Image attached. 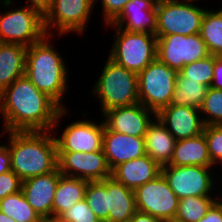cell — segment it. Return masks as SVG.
<instances>
[{
	"instance_id": "1",
	"label": "cell",
	"mask_w": 222,
	"mask_h": 222,
	"mask_svg": "<svg viewBox=\"0 0 222 222\" xmlns=\"http://www.w3.org/2000/svg\"><path fill=\"white\" fill-rule=\"evenodd\" d=\"M67 109H62L47 94L38 90L25 74L0 92L4 132H57L60 118L69 114Z\"/></svg>"
},
{
	"instance_id": "2",
	"label": "cell",
	"mask_w": 222,
	"mask_h": 222,
	"mask_svg": "<svg viewBox=\"0 0 222 222\" xmlns=\"http://www.w3.org/2000/svg\"><path fill=\"white\" fill-rule=\"evenodd\" d=\"M2 133H7L6 138H9L6 145L11 156V170L22 181L51 173L58 168L57 144L52 130Z\"/></svg>"
},
{
	"instance_id": "3",
	"label": "cell",
	"mask_w": 222,
	"mask_h": 222,
	"mask_svg": "<svg viewBox=\"0 0 222 222\" xmlns=\"http://www.w3.org/2000/svg\"><path fill=\"white\" fill-rule=\"evenodd\" d=\"M56 36L46 34L40 41L27 47L25 75L38 90L47 94L63 109L66 108L63 105L64 95L69 88V68L50 42Z\"/></svg>"
},
{
	"instance_id": "4",
	"label": "cell",
	"mask_w": 222,
	"mask_h": 222,
	"mask_svg": "<svg viewBox=\"0 0 222 222\" xmlns=\"http://www.w3.org/2000/svg\"><path fill=\"white\" fill-rule=\"evenodd\" d=\"M101 75L94 82L92 93L97 98L102 115L115 107L139 103L138 74L116 64L107 57Z\"/></svg>"
},
{
	"instance_id": "5",
	"label": "cell",
	"mask_w": 222,
	"mask_h": 222,
	"mask_svg": "<svg viewBox=\"0 0 222 222\" xmlns=\"http://www.w3.org/2000/svg\"><path fill=\"white\" fill-rule=\"evenodd\" d=\"M13 2L0 0V6L6 9L3 14L0 13V42L29 47L46 35L44 15L27 5L13 9Z\"/></svg>"
},
{
	"instance_id": "6",
	"label": "cell",
	"mask_w": 222,
	"mask_h": 222,
	"mask_svg": "<svg viewBox=\"0 0 222 222\" xmlns=\"http://www.w3.org/2000/svg\"><path fill=\"white\" fill-rule=\"evenodd\" d=\"M114 41L108 57L116 64L139 74L157 58V36L151 33L130 32L115 26Z\"/></svg>"
},
{
	"instance_id": "7",
	"label": "cell",
	"mask_w": 222,
	"mask_h": 222,
	"mask_svg": "<svg viewBox=\"0 0 222 222\" xmlns=\"http://www.w3.org/2000/svg\"><path fill=\"white\" fill-rule=\"evenodd\" d=\"M178 71L168 67L158 58L138 74L139 103L157 113L170 105Z\"/></svg>"
},
{
	"instance_id": "8",
	"label": "cell",
	"mask_w": 222,
	"mask_h": 222,
	"mask_svg": "<svg viewBox=\"0 0 222 222\" xmlns=\"http://www.w3.org/2000/svg\"><path fill=\"white\" fill-rule=\"evenodd\" d=\"M207 7L193 2L158 0L156 4L155 35H192L200 33Z\"/></svg>"
},
{
	"instance_id": "9",
	"label": "cell",
	"mask_w": 222,
	"mask_h": 222,
	"mask_svg": "<svg viewBox=\"0 0 222 222\" xmlns=\"http://www.w3.org/2000/svg\"><path fill=\"white\" fill-rule=\"evenodd\" d=\"M94 9L93 0H53L44 14L47 35L59 36L69 33L83 35Z\"/></svg>"
},
{
	"instance_id": "10",
	"label": "cell",
	"mask_w": 222,
	"mask_h": 222,
	"mask_svg": "<svg viewBox=\"0 0 222 222\" xmlns=\"http://www.w3.org/2000/svg\"><path fill=\"white\" fill-rule=\"evenodd\" d=\"M213 169L215 170V167L164 165L161 166V173L181 200L189 196H212L215 193L212 191L219 187L215 183L216 177H213L216 176L215 172H211Z\"/></svg>"
},
{
	"instance_id": "11",
	"label": "cell",
	"mask_w": 222,
	"mask_h": 222,
	"mask_svg": "<svg viewBox=\"0 0 222 222\" xmlns=\"http://www.w3.org/2000/svg\"><path fill=\"white\" fill-rule=\"evenodd\" d=\"M157 58L178 72L187 64L209 56L200 33L192 35H156Z\"/></svg>"
},
{
	"instance_id": "12",
	"label": "cell",
	"mask_w": 222,
	"mask_h": 222,
	"mask_svg": "<svg viewBox=\"0 0 222 222\" xmlns=\"http://www.w3.org/2000/svg\"><path fill=\"white\" fill-rule=\"evenodd\" d=\"M134 194L137 211L150 214L158 220L176 216L179 198L162 173L137 187Z\"/></svg>"
},
{
	"instance_id": "13",
	"label": "cell",
	"mask_w": 222,
	"mask_h": 222,
	"mask_svg": "<svg viewBox=\"0 0 222 222\" xmlns=\"http://www.w3.org/2000/svg\"><path fill=\"white\" fill-rule=\"evenodd\" d=\"M81 115L83 119L67 124L59 136L54 133L57 152L89 153L103 150V133L105 130L103 119L100 122H92L86 120V112Z\"/></svg>"
},
{
	"instance_id": "14",
	"label": "cell",
	"mask_w": 222,
	"mask_h": 222,
	"mask_svg": "<svg viewBox=\"0 0 222 222\" xmlns=\"http://www.w3.org/2000/svg\"><path fill=\"white\" fill-rule=\"evenodd\" d=\"M58 168L63 175L87 181H102L111 177L103 150L89 153L58 152Z\"/></svg>"
},
{
	"instance_id": "15",
	"label": "cell",
	"mask_w": 222,
	"mask_h": 222,
	"mask_svg": "<svg viewBox=\"0 0 222 222\" xmlns=\"http://www.w3.org/2000/svg\"><path fill=\"white\" fill-rule=\"evenodd\" d=\"M155 117L156 113L141 103L111 108L102 114L104 124L110 131L141 138H144L147 127Z\"/></svg>"
},
{
	"instance_id": "16",
	"label": "cell",
	"mask_w": 222,
	"mask_h": 222,
	"mask_svg": "<svg viewBox=\"0 0 222 222\" xmlns=\"http://www.w3.org/2000/svg\"><path fill=\"white\" fill-rule=\"evenodd\" d=\"M156 118L176 141L200 135L205 126L200 109L189 106H165L156 113Z\"/></svg>"
},
{
	"instance_id": "17",
	"label": "cell",
	"mask_w": 222,
	"mask_h": 222,
	"mask_svg": "<svg viewBox=\"0 0 222 222\" xmlns=\"http://www.w3.org/2000/svg\"><path fill=\"white\" fill-rule=\"evenodd\" d=\"M158 0H130L122 12L106 27L115 26L130 32L155 34Z\"/></svg>"
},
{
	"instance_id": "18",
	"label": "cell",
	"mask_w": 222,
	"mask_h": 222,
	"mask_svg": "<svg viewBox=\"0 0 222 222\" xmlns=\"http://www.w3.org/2000/svg\"><path fill=\"white\" fill-rule=\"evenodd\" d=\"M102 149L111 170L123 162L146 155L144 138L110 131L106 126Z\"/></svg>"
},
{
	"instance_id": "19",
	"label": "cell",
	"mask_w": 222,
	"mask_h": 222,
	"mask_svg": "<svg viewBox=\"0 0 222 222\" xmlns=\"http://www.w3.org/2000/svg\"><path fill=\"white\" fill-rule=\"evenodd\" d=\"M61 174L57 168L51 173L22 181L21 190L27 202L40 216L52 215L55 191Z\"/></svg>"
},
{
	"instance_id": "20",
	"label": "cell",
	"mask_w": 222,
	"mask_h": 222,
	"mask_svg": "<svg viewBox=\"0 0 222 222\" xmlns=\"http://www.w3.org/2000/svg\"><path fill=\"white\" fill-rule=\"evenodd\" d=\"M160 173L161 166L146 154L117 165L111 170V177L125 187L135 190L154 180Z\"/></svg>"
},
{
	"instance_id": "21",
	"label": "cell",
	"mask_w": 222,
	"mask_h": 222,
	"mask_svg": "<svg viewBox=\"0 0 222 222\" xmlns=\"http://www.w3.org/2000/svg\"><path fill=\"white\" fill-rule=\"evenodd\" d=\"M167 165L215 167L209 156L204 133L192 138L176 141L172 158Z\"/></svg>"
},
{
	"instance_id": "22",
	"label": "cell",
	"mask_w": 222,
	"mask_h": 222,
	"mask_svg": "<svg viewBox=\"0 0 222 222\" xmlns=\"http://www.w3.org/2000/svg\"><path fill=\"white\" fill-rule=\"evenodd\" d=\"M175 142L173 135L155 117L144 136L146 154L160 166L167 165L172 158Z\"/></svg>"
},
{
	"instance_id": "23",
	"label": "cell",
	"mask_w": 222,
	"mask_h": 222,
	"mask_svg": "<svg viewBox=\"0 0 222 222\" xmlns=\"http://www.w3.org/2000/svg\"><path fill=\"white\" fill-rule=\"evenodd\" d=\"M108 222H128L137 211L134 190L107 178Z\"/></svg>"
},
{
	"instance_id": "24",
	"label": "cell",
	"mask_w": 222,
	"mask_h": 222,
	"mask_svg": "<svg viewBox=\"0 0 222 222\" xmlns=\"http://www.w3.org/2000/svg\"><path fill=\"white\" fill-rule=\"evenodd\" d=\"M27 47L0 42V92L25 74Z\"/></svg>"
},
{
	"instance_id": "25",
	"label": "cell",
	"mask_w": 222,
	"mask_h": 222,
	"mask_svg": "<svg viewBox=\"0 0 222 222\" xmlns=\"http://www.w3.org/2000/svg\"><path fill=\"white\" fill-rule=\"evenodd\" d=\"M87 184V180L61 174L55 191L52 215L60 216L84 199Z\"/></svg>"
},
{
	"instance_id": "26",
	"label": "cell",
	"mask_w": 222,
	"mask_h": 222,
	"mask_svg": "<svg viewBox=\"0 0 222 222\" xmlns=\"http://www.w3.org/2000/svg\"><path fill=\"white\" fill-rule=\"evenodd\" d=\"M208 86L194 80H188L178 72L174 94L170 105L189 106L200 109L206 96Z\"/></svg>"
},
{
	"instance_id": "27",
	"label": "cell",
	"mask_w": 222,
	"mask_h": 222,
	"mask_svg": "<svg viewBox=\"0 0 222 222\" xmlns=\"http://www.w3.org/2000/svg\"><path fill=\"white\" fill-rule=\"evenodd\" d=\"M200 35L209 54L222 56V8H218V10L206 9L201 23Z\"/></svg>"
},
{
	"instance_id": "28",
	"label": "cell",
	"mask_w": 222,
	"mask_h": 222,
	"mask_svg": "<svg viewBox=\"0 0 222 222\" xmlns=\"http://www.w3.org/2000/svg\"><path fill=\"white\" fill-rule=\"evenodd\" d=\"M222 194L219 192L213 196H189L179 200L176 217L184 222H197L203 218L211 205Z\"/></svg>"
},
{
	"instance_id": "29",
	"label": "cell",
	"mask_w": 222,
	"mask_h": 222,
	"mask_svg": "<svg viewBox=\"0 0 222 222\" xmlns=\"http://www.w3.org/2000/svg\"><path fill=\"white\" fill-rule=\"evenodd\" d=\"M0 211L16 222H36L40 216L27 202L22 190L0 200Z\"/></svg>"
},
{
	"instance_id": "30",
	"label": "cell",
	"mask_w": 222,
	"mask_h": 222,
	"mask_svg": "<svg viewBox=\"0 0 222 222\" xmlns=\"http://www.w3.org/2000/svg\"><path fill=\"white\" fill-rule=\"evenodd\" d=\"M84 199L102 222H108L107 178L102 181H88Z\"/></svg>"
},
{
	"instance_id": "31",
	"label": "cell",
	"mask_w": 222,
	"mask_h": 222,
	"mask_svg": "<svg viewBox=\"0 0 222 222\" xmlns=\"http://www.w3.org/2000/svg\"><path fill=\"white\" fill-rule=\"evenodd\" d=\"M215 56L209 55L203 59L185 65L179 72L188 80L211 87L214 75Z\"/></svg>"
},
{
	"instance_id": "32",
	"label": "cell",
	"mask_w": 222,
	"mask_h": 222,
	"mask_svg": "<svg viewBox=\"0 0 222 222\" xmlns=\"http://www.w3.org/2000/svg\"><path fill=\"white\" fill-rule=\"evenodd\" d=\"M200 113L204 125H222V90L209 87Z\"/></svg>"
},
{
	"instance_id": "33",
	"label": "cell",
	"mask_w": 222,
	"mask_h": 222,
	"mask_svg": "<svg viewBox=\"0 0 222 222\" xmlns=\"http://www.w3.org/2000/svg\"><path fill=\"white\" fill-rule=\"evenodd\" d=\"M203 133L212 164L217 169L216 165H222V125H205Z\"/></svg>"
},
{
	"instance_id": "34",
	"label": "cell",
	"mask_w": 222,
	"mask_h": 222,
	"mask_svg": "<svg viewBox=\"0 0 222 222\" xmlns=\"http://www.w3.org/2000/svg\"><path fill=\"white\" fill-rule=\"evenodd\" d=\"M60 217L67 222H102L88 206L85 199L75 203L64 211Z\"/></svg>"
},
{
	"instance_id": "35",
	"label": "cell",
	"mask_w": 222,
	"mask_h": 222,
	"mask_svg": "<svg viewBox=\"0 0 222 222\" xmlns=\"http://www.w3.org/2000/svg\"><path fill=\"white\" fill-rule=\"evenodd\" d=\"M98 0H93V5H95ZM101 1L103 12V24L108 25L110 24L123 10L124 6L130 0H99Z\"/></svg>"
},
{
	"instance_id": "36",
	"label": "cell",
	"mask_w": 222,
	"mask_h": 222,
	"mask_svg": "<svg viewBox=\"0 0 222 222\" xmlns=\"http://www.w3.org/2000/svg\"><path fill=\"white\" fill-rule=\"evenodd\" d=\"M22 189V180L11 170L0 174V200Z\"/></svg>"
},
{
	"instance_id": "37",
	"label": "cell",
	"mask_w": 222,
	"mask_h": 222,
	"mask_svg": "<svg viewBox=\"0 0 222 222\" xmlns=\"http://www.w3.org/2000/svg\"><path fill=\"white\" fill-rule=\"evenodd\" d=\"M197 222H222V197L220 196L208 209L206 215Z\"/></svg>"
},
{
	"instance_id": "38",
	"label": "cell",
	"mask_w": 222,
	"mask_h": 222,
	"mask_svg": "<svg viewBox=\"0 0 222 222\" xmlns=\"http://www.w3.org/2000/svg\"><path fill=\"white\" fill-rule=\"evenodd\" d=\"M3 144L0 145V174L11 171V156L9 148L6 143L3 142Z\"/></svg>"
},
{
	"instance_id": "39",
	"label": "cell",
	"mask_w": 222,
	"mask_h": 222,
	"mask_svg": "<svg viewBox=\"0 0 222 222\" xmlns=\"http://www.w3.org/2000/svg\"><path fill=\"white\" fill-rule=\"evenodd\" d=\"M211 87L222 90V56H215L214 75Z\"/></svg>"
},
{
	"instance_id": "40",
	"label": "cell",
	"mask_w": 222,
	"mask_h": 222,
	"mask_svg": "<svg viewBox=\"0 0 222 222\" xmlns=\"http://www.w3.org/2000/svg\"><path fill=\"white\" fill-rule=\"evenodd\" d=\"M27 1V2H26ZM25 5L38 9L43 15L50 8L53 0H26Z\"/></svg>"
},
{
	"instance_id": "41",
	"label": "cell",
	"mask_w": 222,
	"mask_h": 222,
	"mask_svg": "<svg viewBox=\"0 0 222 222\" xmlns=\"http://www.w3.org/2000/svg\"><path fill=\"white\" fill-rule=\"evenodd\" d=\"M128 222H159V220L150 214L136 211Z\"/></svg>"
},
{
	"instance_id": "42",
	"label": "cell",
	"mask_w": 222,
	"mask_h": 222,
	"mask_svg": "<svg viewBox=\"0 0 222 222\" xmlns=\"http://www.w3.org/2000/svg\"><path fill=\"white\" fill-rule=\"evenodd\" d=\"M36 222H67V221L62 219L60 216L44 215V216H39Z\"/></svg>"
},
{
	"instance_id": "43",
	"label": "cell",
	"mask_w": 222,
	"mask_h": 222,
	"mask_svg": "<svg viewBox=\"0 0 222 222\" xmlns=\"http://www.w3.org/2000/svg\"><path fill=\"white\" fill-rule=\"evenodd\" d=\"M0 222H16V221L0 211Z\"/></svg>"
},
{
	"instance_id": "44",
	"label": "cell",
	"mask_w": 222,
	"mask_h": 222,
	"mask_svg": "<svg viewBox=\"0 0 222 222\" xmlns=\"http://www.w3.org/2000/svg\"><path fill=\"white\" fill-rule=\"evenodd\" d=\"M159 222H184V221H182L179 218H177L176 216H174V217L160 219Z\"/></svg>"
},
{
	"instance_id": "45",
	"label": "cell",
	"mask_w": 222,
	"mask_h": 222,
	"mask_svg": "<svg viewBox=\"0 0 222 222\" xmlns=\"http://www.w3.org/2000/svg\"><path fill=\"white\" fill-rule=\"evenodd\" d=\"M171 1H175V2H198L199 0H171Z\"/></svg>"
}]
</instances>
